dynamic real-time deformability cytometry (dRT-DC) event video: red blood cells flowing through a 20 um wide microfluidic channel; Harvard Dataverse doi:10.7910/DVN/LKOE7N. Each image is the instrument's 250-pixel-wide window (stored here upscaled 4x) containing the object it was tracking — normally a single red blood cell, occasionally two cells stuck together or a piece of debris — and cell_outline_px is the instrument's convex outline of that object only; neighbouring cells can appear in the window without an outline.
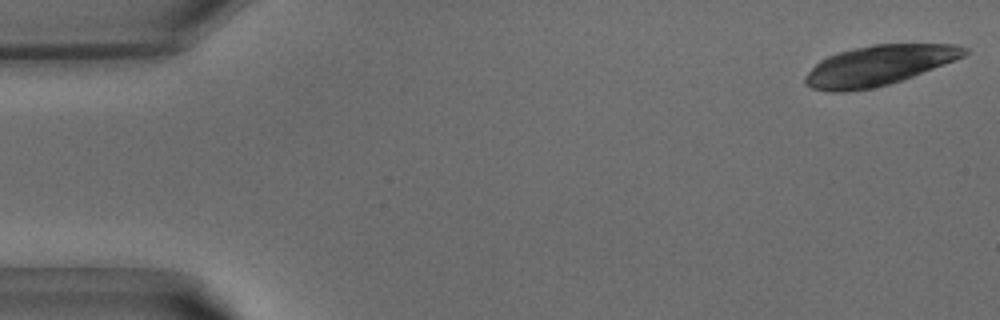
{"species": "common noctule bat (a hibernating species)", "species_latin": "Nyctalus noctula", "temperature_condition": "warm", "stored_images_in_passage": 10, "camera_frame_rate_fps": 3000, "um_per_image_px": 0.085, "animal": {"sex": "male", "body_mass_g": 15.6}, "frame": {"image": 1, "passage_image": 1, "time_ms": 0.0, "image_size_px": [1000, 320], "cell_outline_px": [[968, 52], [964, 56], [912, 76], [888, 84], [872, 88], [848, 92], [832, 92], [812, 88], [804, 84], [804, 76], [820, 60], [828, 56], [840, 52], [872, 44], [956, 44], [968, 48]], "centroid_in_image_um": [74.66, 5.56], "position_along_channel_um": 10.3, "area_um2": 36.7}}